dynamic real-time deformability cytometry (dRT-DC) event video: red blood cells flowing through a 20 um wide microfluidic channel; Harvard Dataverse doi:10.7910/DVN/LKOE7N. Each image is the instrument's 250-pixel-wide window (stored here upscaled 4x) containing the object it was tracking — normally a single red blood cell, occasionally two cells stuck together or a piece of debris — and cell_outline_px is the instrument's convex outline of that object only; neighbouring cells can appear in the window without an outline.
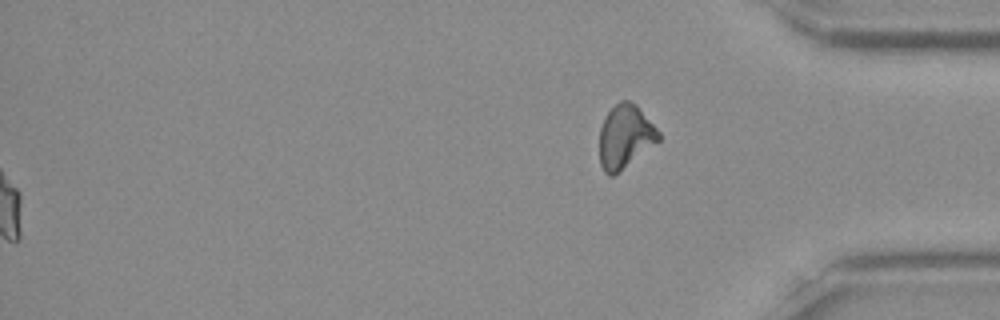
{"species": "Egyptian fruit bat (a non-hibernating species)", "species_latin": "Rousettus aegyptiacus", "temperature_condition": "room temperature", "stored_images_in_passage": 46, "segment_of_instrument_passage": [2, 2], "camera_frame_rate_fps": 3000, "um_per_image_px": 0.085, "frame": {"image": 1, "passage_image": 46, "time_ms": 15.0, "image_size_px": [1000, 320], "cell_outline_px": [[660, 140], [612, 176], [608, 176], [604, 172], [600, 164], [600, 128], [604, 116], [620, 100], [628, 100], [636, 104], [660, 132]], "centroid_in_image_um": [53.12, 11.59], "position_along_channel_um": 382.1, "area_um2": 21.62}}